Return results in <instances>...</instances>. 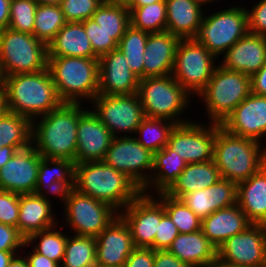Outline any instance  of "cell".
Segmentation results:
<instances>
[{"label":"cell","instance_id":"6da1fadb","mask_svg":"<svg viewBox=\"0 0 266 267\" xmlns=\"http://www.w3.org/2000/svg\"><path fill=\"white\" fill-rule=\"evenodd\" d=\"M79 103H62L32 120V145L42 156L75 162Z\"/></svg>","mask_w":266,"mask_h":267},{"label":"cell","instance_id":"7a4b0ae2","mask_svg":"<svg viewBox=\"0 0 266 267\" xmlns=\"http://www.w3.org/2000/svg\"><path fill=\"white\" fill-rule=\"evenodd\" d=\"M0 83L6 91L9 112L31 120L48 114L63 103L48 68L34 73L4 76Z\"/></svg>","mask_w":266,"mask_h":267},{"label":"cell","instance_id":"3957f363","mask_svg":"<svg viewBox=\"0 0 266 267\" xmlns=\"http://www.w3.org/2000/svg\"><path fill=\"white\" fill-rule=\"evenodd\" d=\"M74 186L80 193L110 205L118 213L141 193L129 177L104 161L75 164Z\"/></svg>","mask_w":266,"mask_h":267},{"label":"cell","instance_id":"277c9868","mask_svg":"<svg viewBox=\"0 0 266 267\" xmlns=\"http://www.w3.org/2000/svg\"><path fill=\"white\" fill-rule=\"evenodd\" d=\"M261 145L254 139L228 133L220 126L216 130L213 161L221 178L238 184L255 174L266 164V148Z\"/></svg>","mask_w":266,"mask_h":267},{"label":"cell","instance_id":"5b68a950","mask_svg":"<svg viewBox=\"0 0 266 267\" xmlns=\"http://www.w3.org/2000/svg\"><path fill=\"white\" fill-rule=\"evenodd\" d=\"M47 68L63 103H89L99 94V58L48 57Z\"/></svg>","mask_w":266,"mask_h":267},{"label":"cell","instance_id":"8992f818","mask_svg":"<svg viewBox=\"0 0 266 267\" xmlns=\"http://www.w3.org/2000/svg\"><path fill=\"white\" fill-rule=\"evenodd\" d=\"M250 94V76L217 64L209 82L197 97L205 105L208 122L221 125Z\"/></svg>","mask_w":266,"mask_h":267},{"label":"cell","instance_id":"52a82bcc","mask_svg":"<svg viewBox=\"0 0 266 267\" xmlns=\"http://www.w3.org/2000/svg\"><path fill=\"white\" fill-rule=\"evenodd\" d=\"M137 94L146 117L167 119L176 124L191 121L180 115L185 114L193 98L172 74L140 79Z\"/></svg>","mask_w":266,"mask_h":267},{"label":"cell","instance_id":"ba28073f","mask_svg":"<svg viewBox=\"0 0 266 267\" xmlns=\"http://www.w3.org/2000/svg\"><path fill=\"white\" fill-rule=\"evenodd\" d=\"M47 44L33 34L6 28L0 32V80L4 76L47 69Z\"/></svg>","mask_w":266,"mask_h":267},{"label":"cell","instance_id":"9c48e42d","mask_svg":"<svg viewBox=\"0 0 266 267\" xmlns=\"http://www.w3.org/2000/svg\"><path fill=\"white\" fill-rule=\"evenodd\" d=\"M235 6L203 16L193 38L216 58L248 33L246 7Z\"/></svg>","mask_w":266,"mask_h":267},{"label":"cell","instance_id":"30bf717a","mask_svg":"<svg viewBox=\"0 0 266 267\" xmlns=\"http://www.w3.org/2000/svg\"><path fill=\"white\" fill-rule=\"evenodd\" d=\"M215 59L217 60L206 47L194 39H180L176 47L172 76L195 98L209 82L217 66Z\"/></svg>","mask_w":266,"mask_h":267},{"label":"cell","instance_id":"8fae6325","mask_svg":"<svg viewBox=\"0 0 266 267\" xmlns=\"http://www.w3.org/2000/svg\"><path fill=\"white\" fill-rule=\"evenodd\" d=\"M63 208V225L76 235L97 237L119 215L110 205L76 189Z\"/></svg>","mask_w":266,"mask_h":267},{"label":"cell","instance_id":"7c38bea8","mask_svg":"<svg viewBox=\"0 0 266 267\" xmlns=\"http://www.w3.org/2000/svg\"><path fill=\"white\" fill-rule=\"evenodd\" d=\"M90 105L93 106L90 109L114 137L134 135L145 117L137 93L129 95L98 94L90 102Z\"/></svg>","mask_w":266,"mask_h":267},{"label":"cell","instance_id":"4fadbf2b","mask_svg":"<svg viewBox=\"0 0 266 267\" xmlns=\"http://www.w3.org/2000/svg\"><path fill=\"white\" fill-rule=\"evenodd\" d=\"M153 159L154 153L134 136H118L113 138L103 161L124 173L142 190L151 178Z\"/></svg>","mask_w":266,"mask_h":267},{"label":"cell","instance_id":"5bb4252c","mask_svg":"<svg viewBox=\"0 0 266 267\" xmlns=\"http://www.w3.org/2000/svg\"><path fill=\"white\" fill-rule=\"evenodd\" d=\"M201 123V121L191 120L177 124L170 133L167 146L183 158L187 164L213 160L216 130L221 125Z\"/></svg>","mask_w":266,"mask_h":267},{"label":"cell","instance_id":"9a60e30c","mask_svg":"<svg viewBox=\"0 0 266 267\" xmlns=\"http://www.w3.org/2000/svg\"><path fill=\"white\" fill-rule=\"evenodd\" d=\"M217 259L234 266L266 267L265 225L251 224L228 238L217 248Z\"/></svg>","mask_w":266,"mask_h":267},{"label":"cell","instance_id":"2e32d148","mask_svg":"<svg viewBox=\"0 0 266 267\" xmlns=\"http://www.w3.org/2000/svg\"><path fill=\"white\" fill-rule=\"evenodd\" d=\"M119 216L128 225L135 247L154 250V239L161 221V202L151 194L140 193Z\"/></svg>","mask_w":266,"mask_h":267},{"label":"cell","instance_id":"e0dca14e","mask_svg":"<svg viewBox=\"0 0 266 267\" xmlns=\"http://www.w3.org/2000/svg\"><path fill=\"white\" fill-rule=\"evenodd\" d=\"M82 106L79 103L75 164L103 161L114 136L91 109Z\"/></svg>","mask_w":266,"mask_h":267},{"label":"cell","instance_id":"ac0fdd59","mask_svg":"<svg viewBox=\"0 0 266 267\" xmlns=\"http://www.w3.org/2000/svg\"><path fill=\"white\" fill-rule=\"evenodd\" d=\"M41 159L32 144L17 150L0 168V189L20 195L34 193Z\"/></svg>","mask_w":266,"mask_h":267},{"label":"cell","instance_id":"d6986e66","mask_svg":"<svg viewBox=\"0 0 266 267\" xmlns=\"http://www.w3.org/2000/svg\"><path fill=\"white\" fill-rule=\"evenodd\" d=\"M228 133L263 143L266 136V96L252 93L223 121Z\"/></svg>","mask_w":266,"mask_h":267},{"label":"cell","instance_id":"ffe728a7","mask_svg":"<svg viewBox=\"0 0 266 267\" xmlns=\"http://www.w3.org/2000/svg\"><path fill=\"white\" fill-rule=\"evenodd\" d=\"M135 248L128 225L118 215L96 237V265L124 267Z\"/></svg>","mask_w":266,"mask_h":267},{"label":"cell","instance_id":"44dd1931","mask_svg":"<svg viewBox=\"0 0 266 267\" xmlns=\"http://www.w3.org/2000/svg\"><path fill=\"white\" fill-rule=\"evenodd\" d=\"M99 94L137 93L140 78L130 69L120 49L99 57Z\"/></svg>","mask_w":266,"mask_h":267},{"label":"cell","instance_id":"7402d4cb","mask_svg":"<svg viewBox=\"0 0 266 267\" xmlns=\"http://www.w3.org/2000/svg\"><path fill=\"white\" fill-rule=\"evenodd\" d=\"M221 60L219 64L225 69L251 77L266 63V36L247 33L223 54Z\"/></svg>","mask_w":266,"mask_h":267},{"label":"cell","instance_id":"603a6c76","mask_svg":"<svg viewBox=\"0 0 266 267\" xmlns=\"http://www.w3.org/2000/svg\"><path fill=\"white\" fill-rule=\"evenodd\" d=\"M237 184L221 178L212 186L184 195L181 200L200 219L237 203Z\"/></svg>","mask_w":266,"mask_h":267},{"label":"cell","instance_id":"cb8c5ba5","mask_svg":"<svg viewBox=\"0 0 266 267\" xmlns=\"http://www.w3.org/2000/svg\"><path fill=\"white\" fill-rule=\"evenodd\" d=\"M179 38L168 31L149 33L144 53V78L172 74Z\"/></svg>","mask_w":266,"mask_h":267},{"label":"cell","instance_id":"d4e9b609","mask_svg":"<svg viewBox=\"0 0 266 267\" xmlns=\"http://www.w3.org/2000/svg\"><path fill=\"white\" fill-rule=\"evenodd\" d=\"M53 203L36 194H21L17 228L27 239L30 235L58 225ZM56 218V219H55Z\"/></svg>","mask_w":266,"mask_h":267},{"label":"cell","instance_id":"484cf974","mask_svg":"<svg viewBox=\"0 0 266 267\" xmlns=\"http://www.w3.org/2000/svg\"><path fill=\"white\" fill-rule=\"evenodd\" d=\"M252 223L239 205L219 209L202 219L201 230L208 240L218 248L228 238L243 232Z\"/></svg>","mask_w":266,"mask_h":267},{"label":"cell","instance_id":"4316f807","mask_svg":"<svg viewBox=\"0 0 266 267\" xmlns=\"http://www.w3.org/2000/svg\"><path fill=\"white\" fill-rule=\"evenodd\" d=\"M167 251L190 267H207L217 259V248L202 230L179 233Z\"/></svg>","mask_w":266,"mask_h":267},{"label":"cell","instance_id":"83f0119b","mask_svg":"<svg viewBox=\"0 0 266 267\" xmlns=\"http://www.w3.org/2000/svg\"><path fill=\"white\" fill-rule=\"evenodd\" d=\"M165 3L166 31L179 39H193L205 15L204 8L197 0H165Z\"/></svg>","mask_w":266,"mask_h":267},{"label":"cell","instance_id":"f1b7e54d","mask_svg":"<svg viewBox=\"0 0 266 267\" xmlns=\"http://www.w3.org/2000/svg\"><path fill=\"white\" fill-rule=\"evenodd\" d=\"M237 204L252 224L266 223V164L237 184Z\"/></svg>","mask_w":266,"mask_h":267},{"label":"cell","instance_id":"f546056e","mask_svg":"<svg viewBox=\"0 0 266 267\" xmlns=\"http://www.w3.org/2000/svg\"><path fill=\"white\" fill-rule=\"evenodd\" d=\"M48 57L99 58L85 33L83 22H67L47 44Z\"/></svg>","mask_w":266,"mask_h":267},{"label":"cell","instance_id":"4dcf8cb0","mask_svg":"<svg viewBox=\"0 0 266 267\" xmlns=\"http://www.w3.org/2000/svg\"><path fill=\"white\" fill-rule=\"evenodd\" d=\"M220 179L219 170L213 160L190 163L164 193L181 199L191 192L212 186Z\"/></svg>","mask_w":266,"mask_h":267},{"label":"cell","instance_id":"1f68e13d","mask_svg":"<svg viewBox=\"0 0 266 267\" xmlns=\"http://www.w3.org/2000/svg\"><path fill=\"white\" fill-rule=\"evenodd\" d=\"M187 162L167 145L154 153L153 168L149 182L141 190L151 195L165 192L182 173ZM154 191L151 192L152 188ZM150 190V191H149Z\"/></svg>","mask_w":266,"mask_h":267},{"label":"cell","instance_id":"d6a6232c","mask_svg":"<svg viewBox=\"0 0 266 267\" xmlns=\"http://www.w3.org/2000/svg\"><path fill=\"white\" fill-rule=\"evenodd\" d=\"M91 18L117 43L130 26V11L125 1L105 0Z\"/></svg>","mask_w":266,"mask_h":267},{"label":"cell","instance_id":"836d02e7","mask_svg":"<svg viewBox=\"0 0 266 267\" xmlns=\"http://www.w3.org/2000/svg\"><path fill=\"white\" fill-rule=\"evenodd\" d=\"M32 144V120L17 113L7 112L0 117V147L18 150Z\"/></svg>","mask_w":266,"mask_h":267},{"label":"cell","instance_id":"e575fe53","mask_svg":"<svg viewBox=\"0 0 266 267\" xmlns=\"http://www.w3.org/2000/svg\"><path fill=\"white\" fill-rule=\"evenodd\" d=\"M176 125L175 122L167 119L145 116L137 127L134 138L145 149L156 153L167 145L170 133Z\"/></svg>","mask_w":266,"mask_h":267},{"label":"cell","instance_id":"d590c367","mask_svg":"<svg viewBox=\"0 0 266 267\" xmlns=\"http://www.w3.org/2000/svg\"><path fill=\"white\" fill-rule=\"evenodd\" d=\"M57 227L60 229L58 225H55L30 235L26 239V246L29 248V245L32 244V249L35 252L44 255L61 265L65 254L68 235H66L65 232H61L62 230H58Z\"/></svg>","mask_w":266,"mask_h":267},{"label":"cell","instance_id":"8d00e7d4","mask_svg":"<svg viewBox=\"0 0 266 267\" xmlns=\"http://www.w3.org/2000/svg\"><path fill=\"white\" fill-rule=\"evenodd\" d=\"M149 33L135 29L131 25L126 29L118 43L130 69L140 78H144V53Z\"/></svg>","mask_w":266,"mask_h":267},{"label":"cell","instance_id":"74e56055","mask_svg":"<svg viewBox=\"0 0 266 267\" xmlns=\"http://www.w3.org/2000/svg\"><path fill=\"white\" fill-rule=\"evenodd\" d=\"M130 11V25L135 29L148 33L166 31V3L165 0L140 7H128Z\"/></svg>","mask_w":266,"mask_h":267},{"label":"cell","instance_id":"f35d334b","mask_svg":"<svg viewBox=\"0 0 266 267\" xmlns=\"http://www.w3.org/2000/svg\"><path fill=\"white\" fill-rule=\"evenodd\" d=\"M96 264V237L76 235L67 237L65 254L60 267H83Z\"/></svg>","mask_w":266,"mask_h":267},{"label":"cell","instance_id":"ab89813d","mask_svg":"<svg viewBox=\"0 0 266 267\" xmlns=\"http://www.w3.org/2000/svg\"><path fill=\"white\" fill-rule=\"evenodd\" d=\"M154 196L163 204L165 213L176 225L179 233H192L201 230L202 219L190 210L181 199L170 197L164 192L154 194Z\"/></svg>","mask_w":266,"mask_h":267},{"label":"cell","instance_id":"60d3db41","mask_svg":"<svg viewBox=\"0 0 266 267\" xmlns=\"http://www.w3.org/2000/svg\"><path fill=\"white\" fill-rule=\"evenodd\" d=\"M60 5H37L33 35L48 44L66 24Z\"/></svg>","mask_w":266,"mask_h":267},{"label":"cell","instance_id":"b9f144b4","mask_svg":"<svg viewBox=\"0 0 266 267\" xmlns=\"http://www.w3.org/2000/svg\"><path fill=\"white\" fill-rule=\"evenodd\" d=\"M75 162L42 157L40 160L34 194L44 185L56 181H74Z\"/></svg>","mask_w":266,"mask_h":267},{"label":"cell","instance_id":"7bdbcfd3","mask_svg":"<svg viewBox=\"0 0 266 267\" xmlns=\"http://www.w3.org/2000/svg\"><path fill=\"white\" fill-rule=\"evenodd\" d=\"M37 5L35 0H11L8 28L33 34Z\"/></svg>","mask_w":266,"mask_h":267},{"label":"cell","instance_id":"ee69618b","mask_svg":"<svg viewBox=\"0 0 266 267\" xmlns=\"http://www.w3.org/2000/svg\"><path fill=\"white\" fill-rule=\"evenodd\" d=\"M105 0H64L61 4L66 22H83L92 17Z\"/></svg>","mask_w":266,"mask_h":267},{"label":"cell","instance_id":"f6af8a7d","mask_svg":"<svg viewBox=\"0 0 266 267\" xmlns=\"http://www.w3.org/2000/svg\"><path fill=\"white\" fill-rule=\"evenodd\" d=\"M83 25L85 33L90 40L92 49L98 57L118 48V43L111 37L110 34L102 30L92 18L84 20Z\"/></svg>","mask_w":266,"mask_h":267},{"label":"cell","instance_id":"bcb514c9","mask_svg":"<svg viewBox=\"0 0 266 267\" xmlns=\"http://www.w3.org/2000/svg\"><path fill=\"white\" fill-rule=\"evenodd\" d=\"M20 194L0 189V223L17 228Z\"/></svg>","mask_w":266,"mask_h":267},{"label":"cell","instance_id":"7dc6e473","mask_svg":"<svg viewBox=\"0 0 266 267\" xmlns=\"http://www.w3.org/2000/svg\"><path fill=\"white\" fill-rule=\"evenodd\" d=\"M178 234L176 225L165 213L164 206L161 203V221L154 239V251L167 250Z\"/></svg>","mask_w":266,"mask_h":267},{"label":"cell","instance_id":"c3c4849f","mask_svg":"<svg viewBox=\"0 0 266 267\" xmlns=\"http://www.w3.org/2000/svg\"><path fill=\"white\" fill-rule=\"evenodd\" d=\"M251 9L246 7L248 33L266 35V0H259Z\"/></svg>","mask_w":266,"mask_h":267},{"label":"cell","instance_id":"681fc988","mask_svg":"<svg viewBox=\"0 0 266 267\" xmlns=\"http://www.w3.org/2000/svg\"><path fill=\"white\" fill-rule=\"evenodd\" d=\"M25 247L26 239L18 228L0 223V251L17 252Z\"/></svg>","mask_w":266,"mask_h":267},{"label":"cell","instance_id":"f907efd6","mask_svg":"<svg viewBox=\"0 0 266 267\" xmlns=\"http://www.w3.org/2000/svg\"><path fill=\"white\" fill-rule=\"evenodd\" d=\"M74 189V181H56L50 183L49 186H42L35 194L49 202H51V198L49 199L50 194L54 197L58 196L57 198H60L64 205Z\"/></svg>","mask_w":266,"mask_h":267},{"label":"cell","instance_id":"816d5d0a","mask_svg":"<svg viewBox=\"0 0 266 267\" xmlns=\"http://www.w3.org/2000/svg\"><path fill=\"white\" fill-rule=\"evenodd\" d=\"M154 250L151 248L136 247L127 258L124 267H153Z\"/></svg>","mask_w":266,"mask_h":267},{"label":"cell","instance_id":"f5cc1de1","mask_svg":"<svg viewBox=\"0 0 266 267\" xmlns=\"http://www.w3.org/2000/svg\"><path fill=\"white\" fill-rule=\"evenodd\" d=\"M153 267H190L167 250L154 251Z\"/></svg>","mask_w":266,"mask_h":267},{"label":"cell","instance_id":"db71d44e","mask_svg":"<svg viewBox=\"0 0 266 267\" xmlns=\"http://www.w3.org/2000/svg\"><path fill=\"white\" fill-rule=\"evenodd\" d=\"M251 92L266 96V63L251 76Z\"/></svg>","mask_w":266,"mask_h":267},{"label":"cell","instance_id":"11a10c76","mask_svg":"<svg viewBox=\"0 0 266 267\" xmlns=\"http://www.w3.org/2000/svg\"><path fill=\"white\" fill-rule=\"evenodd\" d=\"M25 258L28 261L29 267H60L57 262L35 252L32 248L31 252H27Z\"/></svg>","mask_w":266,"mask_h":267},{"label":"cell","instance_id":"9f6ffc18","mask_svg":"<svg viewBox=\"0 0 266 267\" xmlns=\"http://www.w3.org/2000/svg\"><path fill=\"white\" fill-rule=\"evenodd\" d=\"M11 0H0V32L9 25Z\"/></svg>","mask_w":266,"mask_h":267},{"label":"cell","instance_id":"6f0895ef","mask_svg":"<svg viewBox=\"0 0 266 267\" xmlns=\"http://www.w3.org/2000/svg\"><path fill=\"white\" fill-rule=\"evenodd\" d=\"M17 150L16 147L11 146L0 147V168L12 158Z\"/></svg>","mask_w":266,"mask_h":267},{"label":"cell","instance_id":"680465c9","mask_svg":"<svg viewBox=\"0 0 266 267\" xmlns=\"http://www.w3.org/2000/svg\"><path fill=\"white\" fill-rule=\"evenodd\" d=\"M19 252L0 251V267H7Z\"/></svg>","mask_w":266,"mask_h":267},{"label":"cell","instance_id":"91938a15","mask_svg":"<svg viewBox=\"0 0 266 267\" xmlns=\"http://www.w3.org/2000/svg\"><path fill=\"white\" fill-rule=\"evenodd\" d=\"M8 111L6 91L0 83V117L4 116Z\"/></svg>","mask_w":266,"mask_h":267},{"label":"cell","instance_id":"94428289","mask_svg":"<svg viewBox=\"0 0 266 267\" xmlns=\"http://www.w3.org/2000/svg\"><path fill=\"white\" fill-rule=\"evenodd\" d=\"M7 267H29V265L25 256L17 254Z\"/></svg>","mask_w":266,"mask_h":267},{"label":"cell","instance_id":"6125c7cd","mask_svg":"<svg viewBox=\"0 0 266 267\" xmlns=\"http://www.w3.org/2000/svg\"><path fill=\"white\" fill-rule=\"evenodd\" d=\"M162 0H126L125 3L127 7H140L149 4H154Z\"/></svg>","mask_w":266,"mask_h":267},{"label":"cell","instance_id":"be15d7a7","mask_svg":"<svg viewBox=\"0 0 266 267\" xmlns=\"http://www.w3.org/2000/svg\"><path fill=\"white\" fill-rule=\"evenodd\" d=\"M39 5H60L64 0H35Z\"/></svg>","mask_w":266,"mask_h":267},{"label":"cell","instance_id":"e7e4bbea","mask_svg":"<svg viewBox=\"0 0 266 267\" xmlns=\"http://www.w3.org/2000/svg\"><path fill=\"white\" fill-rule=\"evenodd\" d=\"M207 267H243V266H234V265H229L226 263H223L222 261H220L219 259H216L213 263H211L209 266Z\"/></svg>","mask_w":266,"mask_h":267},{"label":"cell","instance_id":"03108f58","mask_svg":"<svg viewBox=\"0 0 266 267\" xmlns=\"http://www.w3.org/2000/svg\"><path fill=\"white\" fill-rule=\"evenodd\" d=\"M197 1L204 8V6L206 7V5H208V3L210 4L212 2L214 3L215 1L217 2V1H220V0H197Z\"/></svg>","mask_w":266,"mask_h":267},{"label":"cell","instance_id":"003e7915","mask_svg":"<svg viewBox=\"0 0 266 267\" xmlns=\"http://www.w3.org/2000/svg\"><path fill=\"white\" fill-rule=\"evenodd\" d=\"M83 267H96V264H88V265H85Z\"/></svg>","mask_w":266,"mask_h":267},{"label":"cell","instance_id":"a7ac6f4b","mask_svg":"<svg viewBox=\"0 0 266 267\" xmlns=\"http://www.w3.org/2000/svg\"><path fill=\"white\" fill-rule=\"evenodd\" d=\"M110 1H126V0H110Z\"/></svg>","mask_w":266,"mask_h":267}]
</instances>
